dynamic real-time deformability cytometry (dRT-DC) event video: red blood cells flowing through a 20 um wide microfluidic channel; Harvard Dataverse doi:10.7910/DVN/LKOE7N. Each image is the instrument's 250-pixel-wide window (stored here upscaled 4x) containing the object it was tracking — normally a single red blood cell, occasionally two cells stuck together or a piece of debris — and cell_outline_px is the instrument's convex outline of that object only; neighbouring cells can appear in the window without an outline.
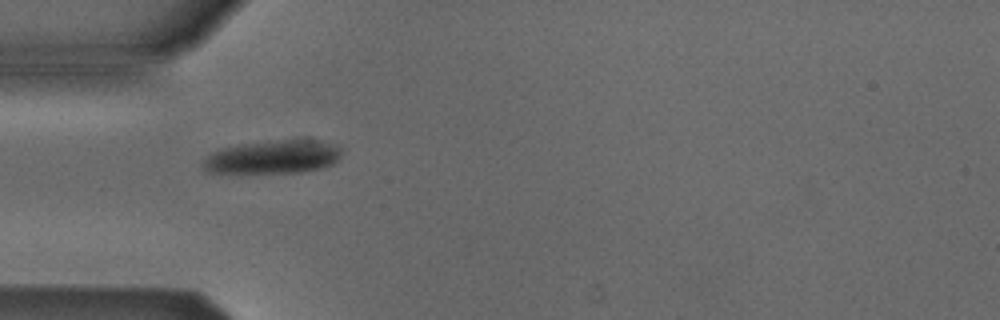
{"species": "Egyptian fruit bat (a non-hibernating species)", "species_latin": "Rousettus aegyptiacus", "temperature_condition": "cold", "stored_images_in_passage": 2, "camera_frame_rate_fps": 3000, "um_per_image_px": 0.085, "animal": {"sex": "male"}, "frame": {"image": 1, "passage_image": 1, "time_ms": 0.0, "image_size_px": [1000, 320], "cell_outline_px": [[340, 156], [332, 164], [324, 168], [300, 172], [208, 172], [204, 168], [204, 160], [212, 152], [220, 148], [240, 144], [268, 140], [320, 140], [336, 144], [340, 148]], "centroid_in_image_um": [23.24, 13.32], "position_along_channel_um": 61.8, "area_um2": 26.82}}
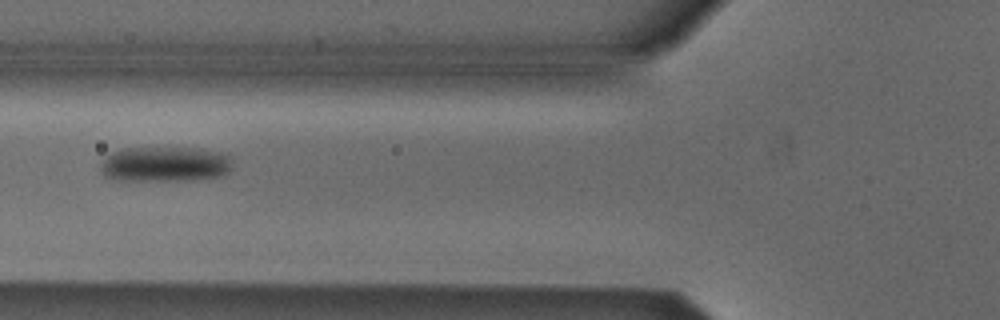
{"frame": {"image": 2, "passage_image": 2, "time_ms": 1.333, "image_size_px": [1000, 320], "cell_outline_px": [[232, 168], [224, 176], [192, 180], [116, 180], [108, 176], [100, 168], [104, 160], [112, 152], [124, 148], [200, 148], [220, 152], [232, 156]], "centroid_in_image_um": [14.12, 13.95], "position_along_channel_um": 111.7, "area_um2": 27.11}}